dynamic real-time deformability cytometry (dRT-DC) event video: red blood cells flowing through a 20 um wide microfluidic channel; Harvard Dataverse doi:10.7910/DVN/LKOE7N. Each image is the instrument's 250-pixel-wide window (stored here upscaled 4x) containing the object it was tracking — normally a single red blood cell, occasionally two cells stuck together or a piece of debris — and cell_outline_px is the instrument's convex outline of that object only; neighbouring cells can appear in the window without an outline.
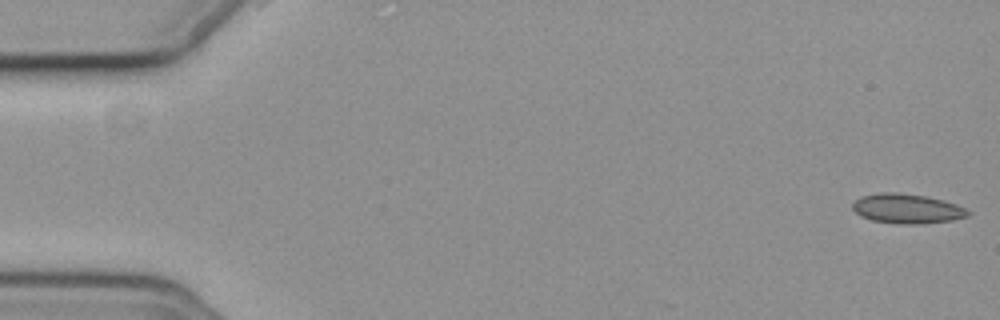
{"species": "common noctule bat (a hibernating species)", "species_latin": "Nyctalus noctula", "temperature_condition": "cold", "stored_images_in_passage": 9, "camera_frame_rate_fps": 3000, "um_per_image_px": 0.085, "animal": {"sex": "female", "body_mass_g": 19.3, "forearm_length_mm": 54.1}, "frame": {"image": 1, "passage_image": 1, "time_ms": 0.0, "image_size_px": [1000, 320], "cell_outline_px": [[972, 212], [968, 216], [952, 220], [916, 224], [900, 224], [872, 220], [860, 216], [852, 208], [852, 204], [860, 196], [880, 192], [896, 192], [924, 196], [944, 200], [956, 204]], "centroid_in_image_um": [77.08, 17.73], "position_along_channel_um": 7.9, "area_um2": 19.88}}